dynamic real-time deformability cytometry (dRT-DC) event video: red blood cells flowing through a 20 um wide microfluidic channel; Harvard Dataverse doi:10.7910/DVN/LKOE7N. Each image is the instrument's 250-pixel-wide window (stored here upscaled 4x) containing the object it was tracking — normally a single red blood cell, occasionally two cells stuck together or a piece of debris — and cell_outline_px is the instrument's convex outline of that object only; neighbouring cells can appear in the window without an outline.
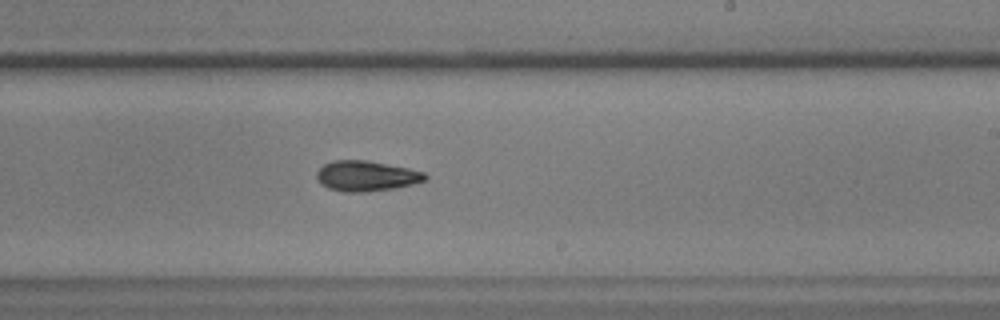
{"species": "common noctule bat (a hibernating species)", "species_latin": "Nyctalus noctula", "temperature_condition": "warm", "stored_images_in_passage": 28, "camera_frame_rate_fps": 3000, "um_per_image_px": 0.085, "animal": {"sex": "male", "body_mass_g": 17.9, "forearm_length_mm": 54.2}, "frame": {"image": 1, "passage_image": 20, "time_ms": 6.333, "image_size_px": [1000, 320], "cell_outline_px": [[428, 180], [396, 188], [364, 192], [344, 192], [328, 188], [320, 184], [316, 176], [316, 172], [324, 164], [332, 160], [364, 160], [408, 168], [424, 172], [428, 176]], "centroid_in_image_um": [31.13, 14.96], "position_along_channel_um": 257.9, "area_um2": 19.25}}
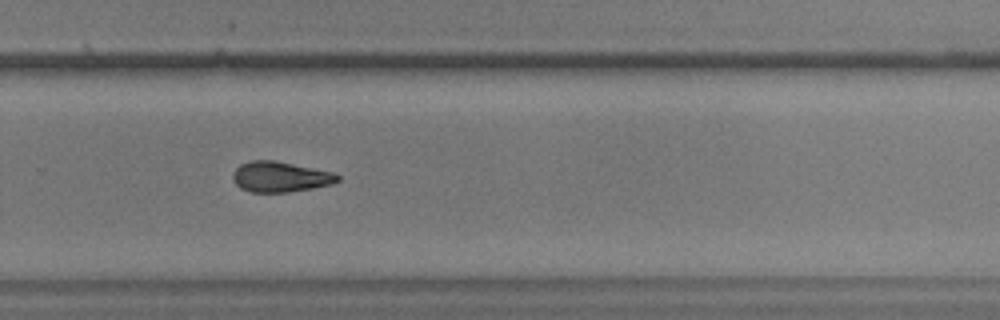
{"frame": {"image": 2, "passage_image": 24, "time_ms": 7.667, "image_size_px": [1000, 320], "cell_outline_px": [[340, 180], [332, 184], [312, 188], [288, 192], [252, 192], [240, 188], [236, 184], [232, 176], [232, 172], [240, 164], [252, 160], [276, 160], [332, 172], [340, 176]], "centroid_in_image_um": [23.81, 15.02], "position_along_channel_um": 306.0, "area_um2": 18.61}}